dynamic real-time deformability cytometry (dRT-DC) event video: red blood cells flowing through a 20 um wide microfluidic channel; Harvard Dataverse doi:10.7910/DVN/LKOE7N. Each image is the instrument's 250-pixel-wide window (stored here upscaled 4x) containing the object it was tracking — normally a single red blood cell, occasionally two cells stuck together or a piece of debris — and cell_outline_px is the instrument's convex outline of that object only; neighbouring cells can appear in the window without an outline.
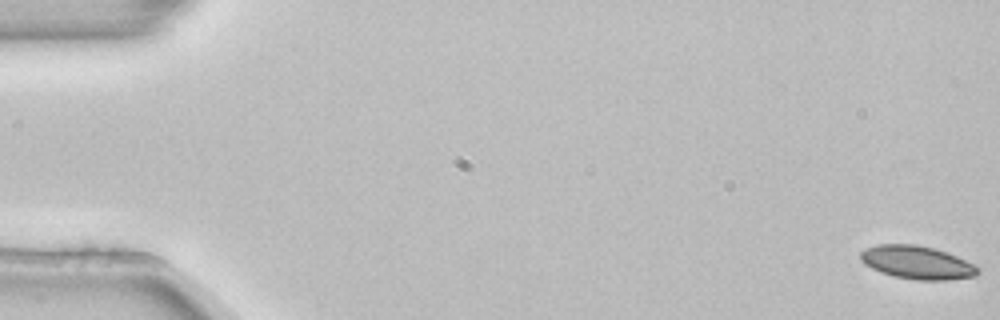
{"species": "common noctule bat (a hibernating species)", "species_latin": "Nyctalus noctula", "temperature_condition": "room temperature", "stored_images_in_passage": 6, "camera_frame_rate_fps": 3000, "um_per_image_px": 0.085, "animal": {"sex": "female", "body_mass_g": 22.7, "forearm_length_mm": 54.2}, "frame": {"image": 1, "passage_image": 1, "time_ms": 0.0, "image_size_px": [1000, 320], "cell_outline_px": [[980, 272], [976, 276], [948, 280], [916, 280], [892, 276], [880, 272], [864, 264], [860, 260], [860, 252], [864, 248], [880, 244], [916, 244], [936, 248], [956, 256], [980, 268]], "centroid_in_image_um": [77.93, 22.31], "position_along_channel_um": 7.1, "area_um2": 22.89}}
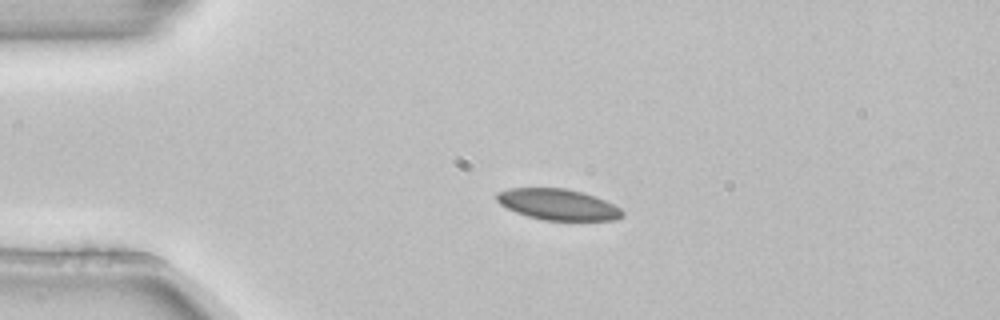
{"frame": {"image": 2, "passage_image": 4, "time_ms": 1.0, "image_size_px": [1000, 320], "cell_outline_px": [[624, 216], [616, 220], [544, 220], [528, 216], [516, 212], [500, 204], [496, 200], [496, 192], [508, 188], [564, 188], [584, 192], [604, 200], [620, 208], [624, 212]], "centroid_in_image_um": [47.42, 17.37], "position_along_channel_um": 37.6, "area_um2": 22.72}}